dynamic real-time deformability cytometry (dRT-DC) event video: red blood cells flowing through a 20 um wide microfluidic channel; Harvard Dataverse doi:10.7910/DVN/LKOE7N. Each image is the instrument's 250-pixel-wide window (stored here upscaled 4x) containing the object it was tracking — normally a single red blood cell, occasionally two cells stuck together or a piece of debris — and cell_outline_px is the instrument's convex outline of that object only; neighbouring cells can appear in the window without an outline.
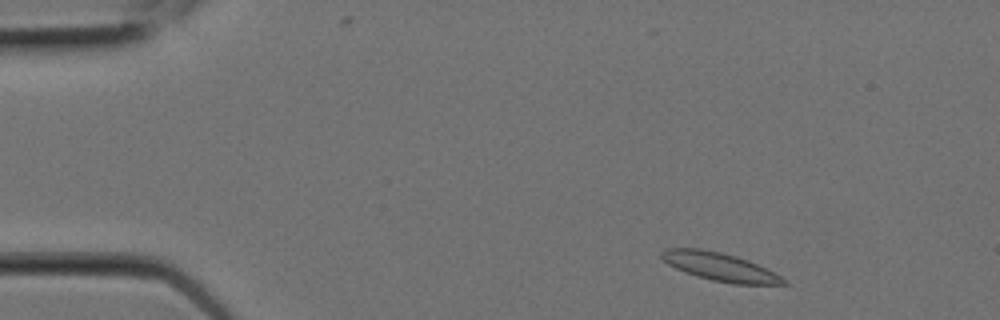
{"species": "Egyptian fruit bat (a non-hibernating species)", "species_latin": "Rousettus aegyptiacus", "temperature_condition": "room temperature", "stored_images_in_passage": 5, "camera_frame_rate_fps": 3000, "um_per_image_px": 0.085, "animal": {"sex": "female"}, "frame": {"image": 1, "passage_image": 1, "time_ms": 0.0, "image_size_px": [1000, 320], "cell_outline_px": [[788, 284], [732, 284], [712, 280], [696, 276], [684, 272], [668, 264], [660, 256], [660, 252], [664, 248], [700, 248], [720, 252], [736, 256], [748, 260], [788, 280]], "centroid_in_image_um": [61.15, 22.67], "position_along_channel_um": 23.9, "area_um2": 19.94}}
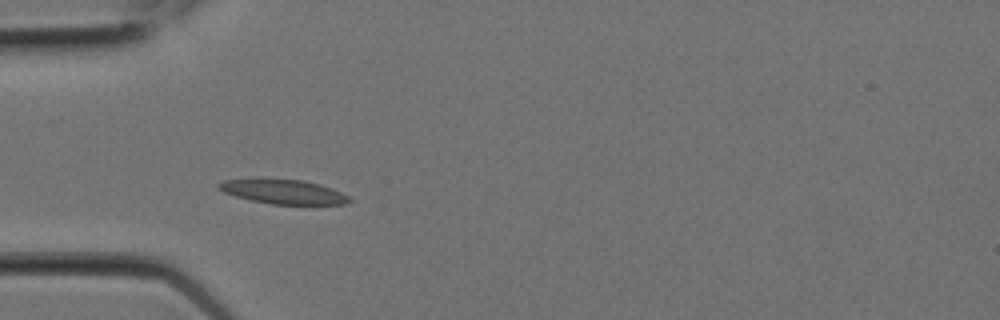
{"frame": {"image": 2, "passage_image": 4, "time_ms": 1.0, "image_size_px": [1000, 320], "cell_outline_px": [[352, 200], [348, 204], [272, 204], [252, 200], [236, 196], [224, 192], [216, 188], [216, 184], [224, 180], [252, 176], [260, 176], [304, 180], [320, 184], [332, 188], [348, 196]], "centroid_in_image_um": [23.99, 16.24], "position_along_channel_um": 61.0, "area_um2": 19.36}}
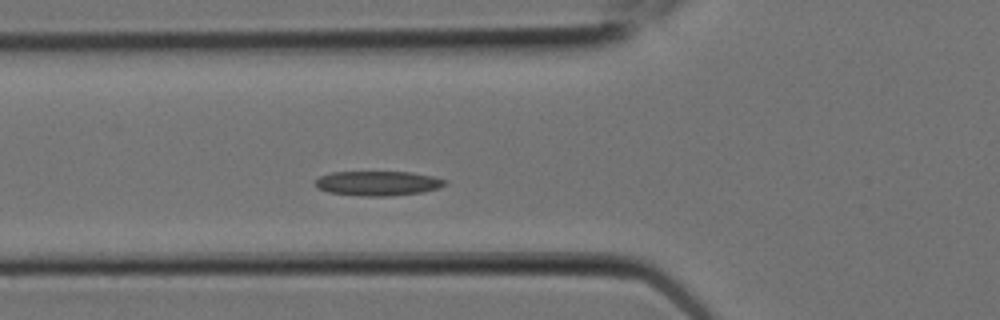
{"frame": {"image": 3, "passage_image": 5, "time_ms": 1.333, "image_size_px": [1000, 320], "cell_outline_px": [[448, 184], [440, 188], [420, 192], [388, 196], [360, 196], [328, 192], [316, 188], [316, 180], [320, 176], [332, 172], [412, 172], [432, 176], [448, 180]], "centroid_in_image_um": [32.14, 15.58], "position_along_channel_um": 93.7, "area_um2": 18.67}}